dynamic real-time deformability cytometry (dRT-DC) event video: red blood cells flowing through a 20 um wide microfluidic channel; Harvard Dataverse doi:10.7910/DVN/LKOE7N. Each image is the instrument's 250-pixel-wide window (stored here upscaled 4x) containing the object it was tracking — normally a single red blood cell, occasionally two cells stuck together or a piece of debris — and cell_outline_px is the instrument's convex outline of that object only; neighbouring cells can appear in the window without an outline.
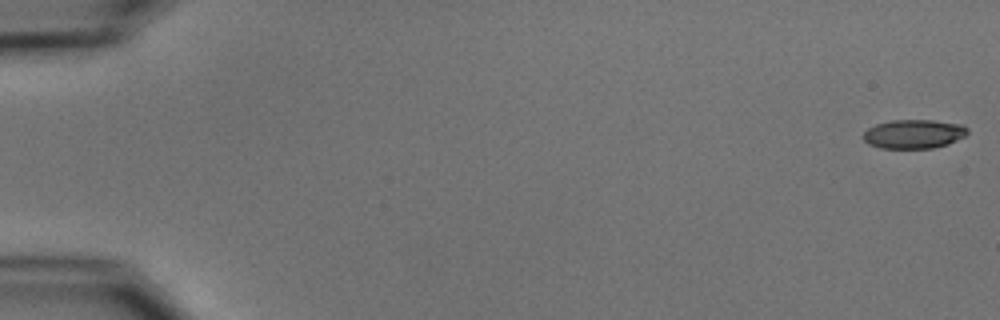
{"species": "common noctule bat (a hibernating species)", "species_latin": "Nyctalus noctula", "temperature_condition": "cold", "stored_images_in_passage": 35, "camera_frame_rate_fps": 3000, "um_per_image_px": 0.085, "animal": {"sex": "male", "body_mass_g": 15.6}, "frame": {"image": 1, "passage_image": 1, "time_ms": 0.0, "image_size_px": [1000, 320], "cell_outline_px": [[968, 132], [964, 136], [948, 144], [932, 148], [880, 148], [868, 144], [860, 136], [868, 128], [876, 124], [892, 120], [932, 120], [964, 124], [968, 128]], "centroid_in_image_um": [77.66, 11.38], "position_along_channel_um": 7.3, "area_um2": 17.74}}
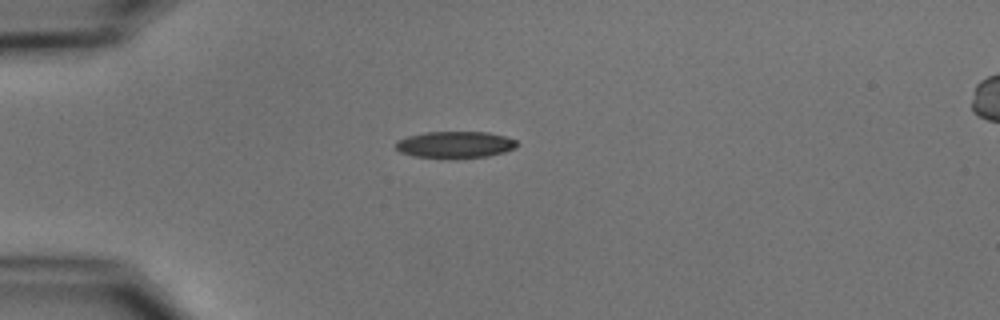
{"frame": {"image": 2, "passage_image": 15, "time_ms": 4.667, "image_size_px": [1000, 320], "cell_outline_px": [[520, 144], [516, 148], [504, 152], [488, 156], [456, 160], [452, 160], [412, 156], [400, 152], [396, 148], [396, 140], [408, 136], [424, 132], [488, 132], [504, 136], [516, 140]], "centroid_in_image_um": [38.68, 12.32], "position_along_channel_um": 46.3, "area_um2": 19.48}}